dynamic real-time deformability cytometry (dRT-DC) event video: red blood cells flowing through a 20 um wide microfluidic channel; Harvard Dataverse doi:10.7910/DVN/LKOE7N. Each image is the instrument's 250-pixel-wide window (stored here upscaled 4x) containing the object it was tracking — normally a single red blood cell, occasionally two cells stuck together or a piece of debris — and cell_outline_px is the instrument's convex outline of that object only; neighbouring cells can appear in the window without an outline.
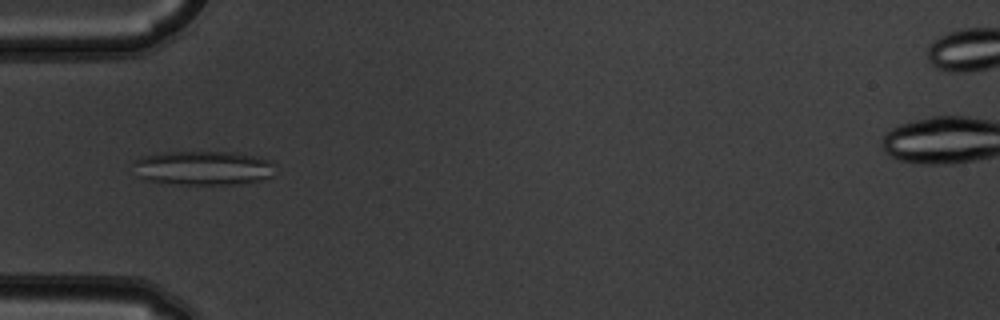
{"species": "common noctule bat (a hibernating species)", "species_latin": "Nyctalus noctula", "temperature_condition": "warm", "stored_images_in_passage": 6, "camera_frame_rate_fps": 3000, "um_per_image_px": 0.085, "animal": {"sex": "male", "body_mass_g": 19.5, "forearm_length_mm": 54.6}, "frame": {"image": 1, "passage_image": 3, "time_ms": 0.667, "image_size_px": [1000, 320], "cell_outline_px": [[272, 176], [260, 180], [236, 184], [168, 184], [144, 180], [136, 176], [132, 160], [140, 156], [164, 152], [236, 152], [256, 156], [272, 160]], "centroid_in_image_um": [17.18, 14.27], "position_along_channel_um": 67.8, "area_um2": 28.67}}
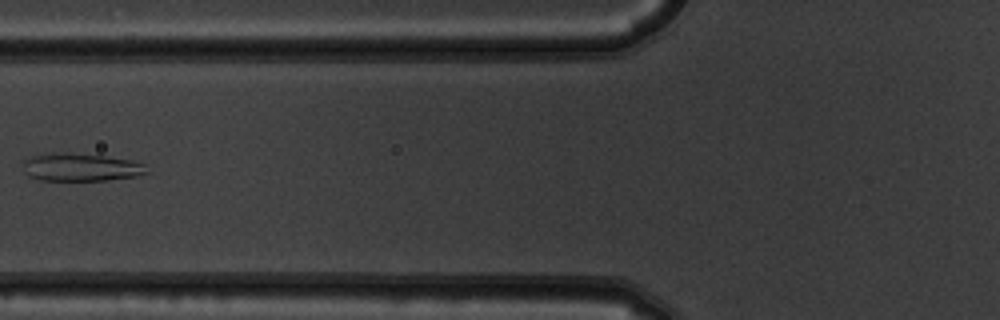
{"frame": {"image": 2, "passage_image": 4, "time_ms": 1.0, "image_size_px": [1000, 320], "cell_outline_px": [[148, 172], [136, 176], [108, 180], [40, 180], [28, 176], [24, 172], [20, 160], [32, 156], [60, 152], [68, 152], [104, 156], [128, 160], [144, 164]], "centroid_in_image_um": [6.79, 14.21], "position_along_channel_um": 119.0, "area_um2": 20.11}}